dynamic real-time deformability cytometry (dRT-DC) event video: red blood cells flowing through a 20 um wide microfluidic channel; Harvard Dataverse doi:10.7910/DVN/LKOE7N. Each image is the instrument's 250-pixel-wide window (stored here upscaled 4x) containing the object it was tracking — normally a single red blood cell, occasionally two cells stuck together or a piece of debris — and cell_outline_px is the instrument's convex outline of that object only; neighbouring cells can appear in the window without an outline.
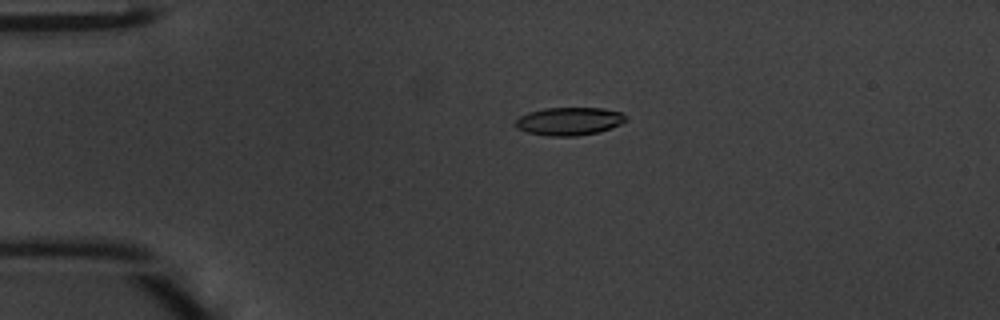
{"species": "common noctule bat (a hibernating species)", "species_latin": "Nyctalus noctula", "temperature_condition": "warm", "stored_images_in_passage": 48, "camera_frame_rate_fps": 3000, "um_per_image_px": 0.085, "animal": {"sex": "male", "body_mass_g": 20.1, "forearm_length_mm": 53.5}, "frame": {"image": 1, "passage_image": 11, "time_ms": 3.333, "image_size_px": [1000, 320], "cell_outline_px": [[628, 120], [620, 124], [600, 132], [576, 136], [548, 136], [528, 132], [516, 128], [512, 124], [520, 116], [528, 112], [544, 108], [604, 108], [620, 112]], "centroid_in_image_um": [48.35, 10.31], "position_along_channel_um": 36.6, "area_um2": 18.09}}
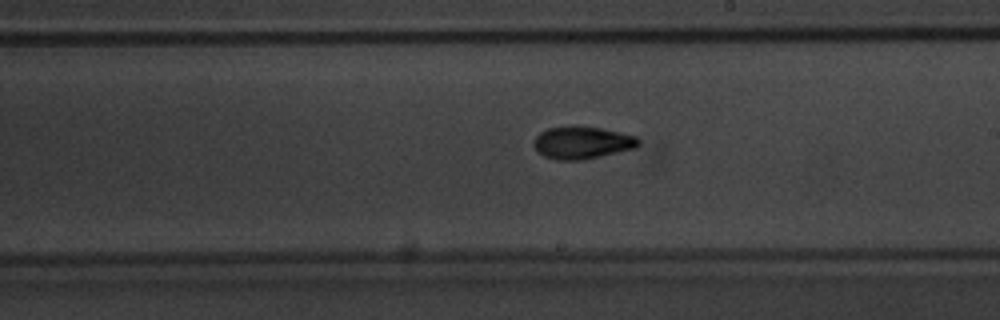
{"frame": {"image": 2, "passage_image": 28, "time_ms": 9.0, "image_size_px": [1000, 320], "cell_outline_px": [[640, 144], [636, 148], [600, 156], [580, 160], [556, 160], [544, 156], [536, 152], [532, 144], [536, 136], [540, 132], [548, 128], [572, 124], [576, 124], [600, 128], [620, 132], [636, 136], [640, 140]], "centroid_in_image_um": [49.45, 12.1], "position_along_channel_um": 239.6, "area_um2": 20.23}}
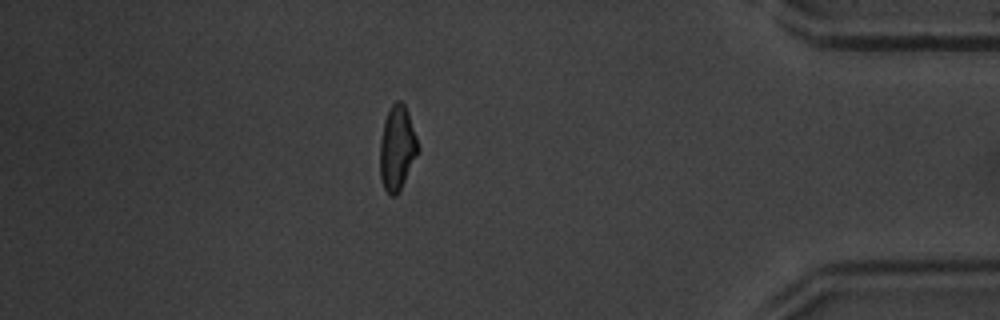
{"frame": {"image": 3, "passage_image": 42, "time_ms": 13.667, "image_size_px": [1000, 320], "cell_outline_px": [[420, 152], [396, 196], [392, 196], [384, 188], [380, 176], [380, 140], [384, 120], [392, 104], [396, 100], [400, 100], [404, 104], [408, 112], [420, 148]], "centroid_in_image_um": [33.77, 12.58], "position_along_channel_um": 401.4, "area_um2": 18.79}, "authors_computed_cell_mechanics": {"area_um2": 18.5538, "velocity_mm_per_s": 4.2595, "shape_relaxation_time_tau1_ms": 2.8633, "shape_relaxation_time_tau2_ms": 2.1505, "deformation_change_tau1": 0.1559, "deformation_change_tau2": 0.0849}}